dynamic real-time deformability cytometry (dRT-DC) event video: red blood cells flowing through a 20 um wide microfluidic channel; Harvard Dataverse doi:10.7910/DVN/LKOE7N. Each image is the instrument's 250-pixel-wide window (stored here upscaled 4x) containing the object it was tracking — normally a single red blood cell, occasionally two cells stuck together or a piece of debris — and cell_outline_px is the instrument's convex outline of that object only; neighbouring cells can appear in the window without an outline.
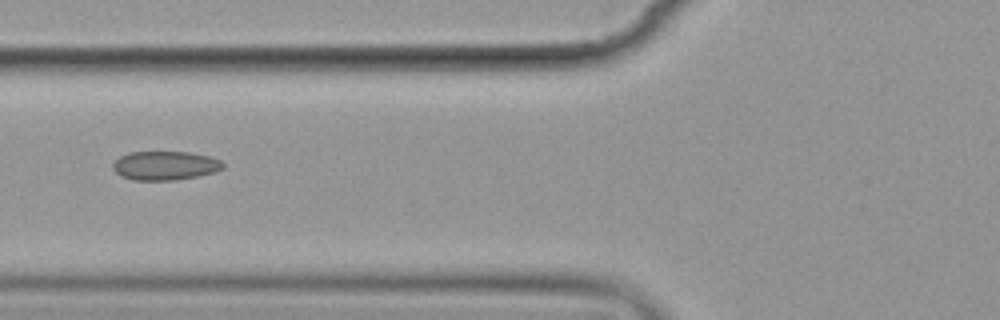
{"species": "common noctule bat (a hibernating species)", "species_latin": "Nyctalus noctula", "temperature_condition": "cold", "stored_images_in_passage": 9, "camera_frame_rate_fps": 3000, "um_per_image_px": 0.085, "animal": {"sex": "female", "body_mass_g": 19.9}, "frame": {"image": 1, "passage_image": 6, "time_ms": 6.667, "image_size_px": [1000, 320], "cell_outline_px": [[224, 168], [216, 172], [176, 180], [132, 180], [120, 176], [112, 168], [112, 164], [120, 156], [128, 152], [188, 152], [208, 156], [220, 160], [224, 164]], "centroid_in_image_um": [14.01, 14.08], "position_along_channel_um": 111.8, "area_um2": 18.61}}
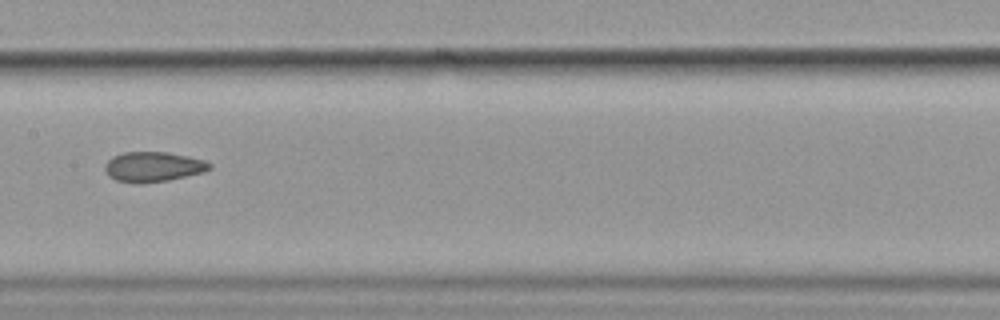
{"frame": {"image": 2, "passage_image": 8, "time_ms": 9.0, "image_size_px": [1000, 320], "cell_outline_px": [[212, 168], [204, 172], [168, 180], [140, 184], [136, 184], [116, 180], [108, 176], [104, 168], [104, 164], [112, 156], [124, 152], [168, 152], [188, 156], [204, 160], [212, 164]], "centroid_in_image_um": [13.0, 14.18], "position_along_channel_um": 194.4, "area_um2": 18.5}}
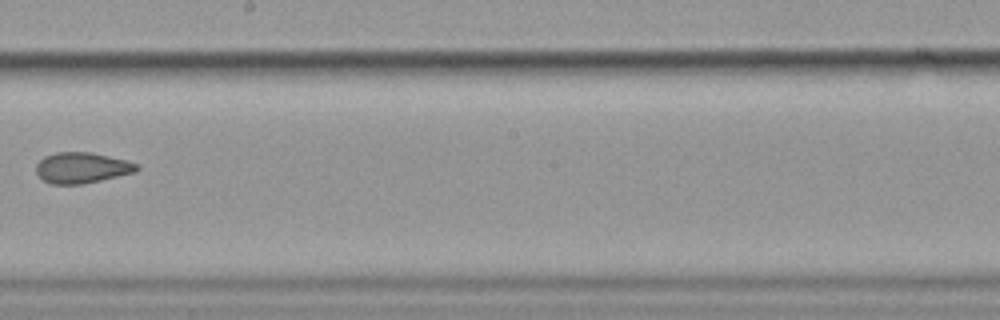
{"frame": {"image": 3, "passage_image": 9, "time_ms": 10.333, "image_size_px": [1000, 320], "cell_outline_px": [[140, 168], [136, 172], [100, 180], [80, 184], [52, 184], [44, 180], [36, 172], [36, 164], [44, 156], [56, 152], [92, 152], [140, 164]], "centroid_in_image_um": [6.97, 14.25], "position_along_channel_um": 241.2, "area_um2": 17.98}}